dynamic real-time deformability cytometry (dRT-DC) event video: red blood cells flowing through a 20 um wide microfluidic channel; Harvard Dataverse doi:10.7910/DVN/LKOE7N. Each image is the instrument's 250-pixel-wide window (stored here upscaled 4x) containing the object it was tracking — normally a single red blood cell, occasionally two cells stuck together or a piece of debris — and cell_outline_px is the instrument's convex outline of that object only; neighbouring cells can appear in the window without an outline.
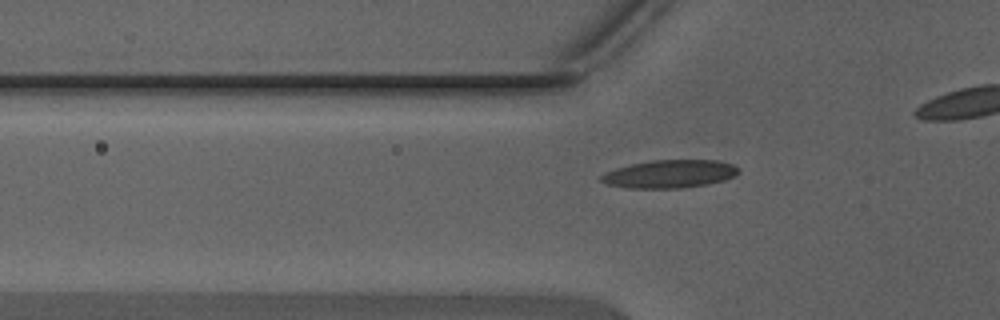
{"species": "Egyptian fruit bat (a non-hibernating species)", "species_latin": "Rousettus aegyptiacus", "temperature_condition": "warm", "stored_images_in_passage": 25, "camera_frame_rate_fps": 3000, "um_per_image_px": 0.085, "animal": {"sex": "male"}, "frame": {"image": 1, "passage_image": 2, "time_ms": 0.333, "image_size_px": [1000, 320], "cell_outline_px": [[740, 172], [724, 180], [704, 184], [680, 188], [628, 188], [608, 184], [600, 180], [600, 176], [616, 168], [632, 164], [652, 160], [716, 160], [732, 164]], "centroid_in_image_um": [56.91, 14.78], "position_along_channel_um": 68.9, "area_um2": 22.02}}
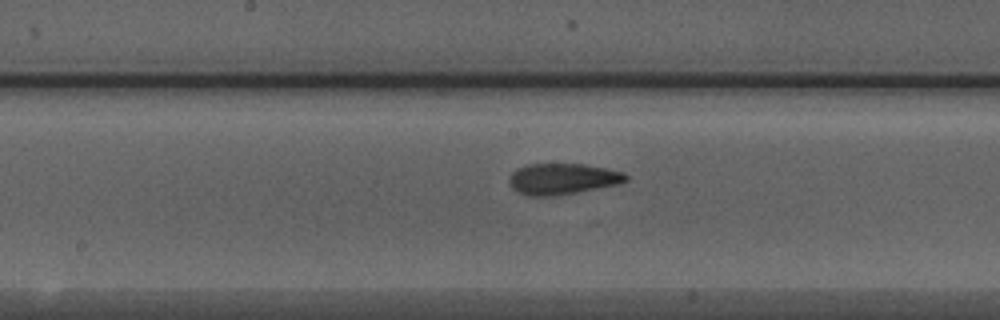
{"frame": {"image": 2, "passage_image": 11, "time_ms": 3.333, "image_size_px": [1000, 320], "cell_outline_px": [[628, 180], [620, 184], [560, 196], [528, 196], [512, 188], [508, 184], [508, 180], [512, 172], [516, 168], [528, 164], [584, 164], [608, 168], [624, 172], [628, 176]], "centroid_in_image_um": [47.84, 15.21], "position_along_channel_um": 200.4, "area_um2": 21.56}}
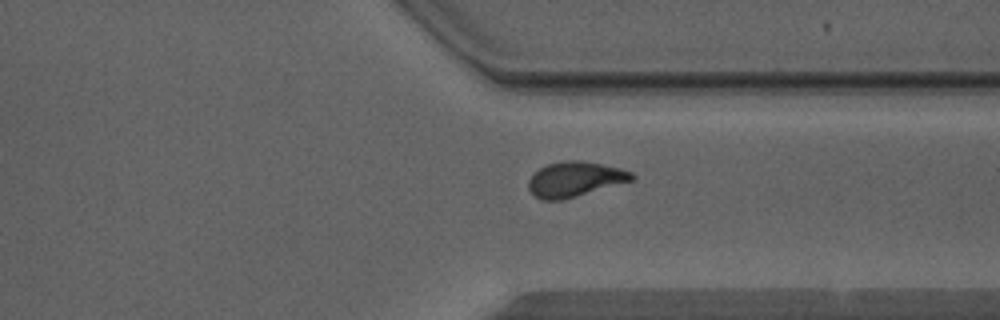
{"frame": {"image": 3, "passage_image": 22, "time_ms": 7.0, "image_size_px": [1000, 320], "cell_outline_px": [[636, 176], [632, 180], [564, 200], [540, 200], [528, 188], [528, 180], [540, 168], [548, 164], [564, 160], [580, 160], [620, 168], [632, 172]], "centroid_in_image_um": [48.86, 15.24], "position_along_channel_um": 362.5, "area_um2": 20.92}}